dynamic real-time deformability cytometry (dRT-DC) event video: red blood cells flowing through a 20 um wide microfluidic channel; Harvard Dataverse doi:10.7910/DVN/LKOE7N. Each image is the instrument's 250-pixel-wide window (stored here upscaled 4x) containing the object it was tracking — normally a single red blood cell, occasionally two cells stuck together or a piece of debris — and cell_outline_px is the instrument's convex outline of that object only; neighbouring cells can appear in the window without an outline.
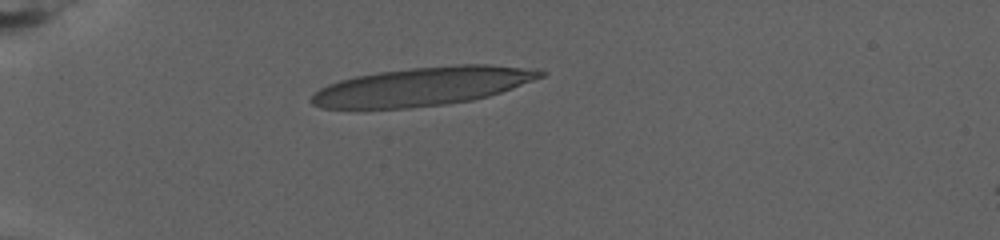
{"species": "human", "species_latin": "Homo sapiens", "temperature_condition": "warm", "stored_images_in_passage": 56, "camera_frame_rate_fps": 3000, "um_per_image_px": 0.085, "donor": {"sex": "female"}, "frame": {"image": 1, "passage_image": 1, "time_ms": 0.0, "image_size_px": [1000, 240], "cell_outline_px": [[548, 72], [544, 76], [512, 88], [488, 96], [472, 100], [448, 104], [408, 108], [320, 108], [312, 104], [308, 100], [320, 88], [328, 84], [340, 80], [356, 76], [380, 72], [412, 68], [460, 64], [488, 64], [536, 68]], "centroid_in_image_um": [35.96, 7.34], "position_along_channel_um": 49.0, "area_um2": 51.38}}
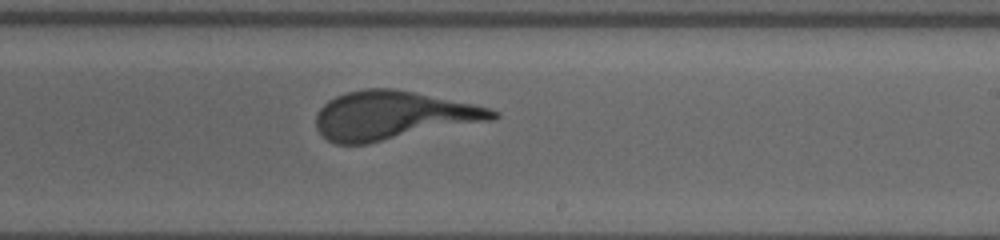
{"frame": {"image": 2, "passage_image": 28, "time_ms": 9.0, "image_size_px": [1000, 240], "cell_outline_px": [[500, 116], [492, 120], [368, 144], [336, 144], [328, 140], [316, 128], [316, 116], [320, 108], [328, 100], [336, 96], [348, 92], [364, 88], [392, 88], [472, 104], [488, 108], [500, 112]], "centroid_in_image_um": [33.38, 9.82], "position_along_channel_um": 255.6, "area_um2": 49.65}}
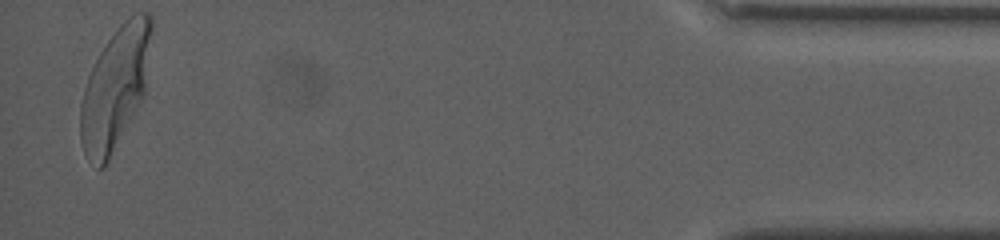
{"frame": {"image": 3, "passage_image": 55, "time_ms": 18.0, "image_size_px": [1000, 240], "cell_outline_px": [[152, 28], [144, 96], [104, 168], [100, 168], [84, 152], [80, 140], [80, 104], [84, 88], [88, 76], [100, 52], [108, 40], [120, 24], [124, 20], [136, 12], [148, 12], [152, 16]], "centroid_in_image_um": [9.79, 7.45], "position_along_channel_um": 425.4, "area_um2": 49.71}}